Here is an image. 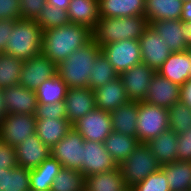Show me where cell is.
<instances>
[{
	"mask_svg": "<svg viewBox=\"0 0 191 191\" xmlns=\"http://www.w3.org/2000/svg\"><path fill=\"white\" fill-rule=\"evenodd\" d=\"M17 166L16 148L0 139V169H12Z\"/></svg>",
	"mask_w": 191,
	"mask_h": 191,
	"instance_id": "cell-42",
	"label": "cell"
},
{
	"mask_svg": "<svg viewBox=\"0 0 191 191\" xmlns=\"http://www.w3.org/2000/svg\"><path fill=\"white\" fill-rule=\"evenodd\" d=\"M180 20L183 22L191 21V1L182 4Z\"/></svg>",
	"mask_w": 191,
	"mask_h": 191,
	"instance_id": "cell-48",
	"label": "cell"
},
{
	"mask_svg": "<svg viewBox=\"0 0 191 191\" xmlns=\"http://www.w3.org/2000/svg\"><path fill=\"white\" fill-rule=\"evenodd\" d=\"M145 15V0H99L100 17H131Z\"/></svg>",
	"mask_w": 191,
	"mask_h": 191,
	"instance_id": "cell-24",
	"label": "cell"
},
{
	"mask_svg": "<svg viewBox=\"0 0 191 191\" xmlns=\"http://www.w3.org/2000/svg\"><path fill=\"white\" fill-rule=\"evenodd\" d=\"M157 73L182 87L191 79V48L183 52H172Z\"/></svg>",
	"mask_w": 191,
	"mask_h": 191,
	"instance_id": "cell-18",
	"label": "cell"
},
{
	"mask_svg": "<svg viewBox=\"0 0 191 191\" xmlns=\"http://www.w3.org/2000/svg\"><path fill=\"white\" fill-rule=\"evenodd\" d=\"M129 187L126 185L118 166L114 170H109L103 173L85 176L84 191H128Z\"/></svg>",
	"mask_w": 191,
	"mask_h": 191,
	"instance_id": "cell-23",
	"label": "cell"
},
{
	"mask_svg": "<svg viewBox=\"0 0 191 191\" xmlns=\"http://www.w3.org/2000/svg\"><path fill=\"white\" fill-rule=\"evenodd\" d=\"M0 19H21L19 0H0Z\"/></svg>",
	"mask_w": 191,
	"mask_h": 191,
	"instance_id": "cell-44",
	"label": "cell"
},
{
	"mask_svg": "<svg viewBox=\"0 0 191 191\" xmlns=\"http://www.w3.org/2000/svg\"><path fill=\"white\" fill-rule=\"evenodd\" d=\"M152 29L166 41L172 52H183L190 47L186 44L183 33L184 23L181 20H157L150 24Z\"/></svg>",
	"mask_w": 191,
	"mask_h": 191,
	"instance_id": "cell-21",
	"label": "cell"
},
{
	"mask_svg": "<svg viewBox=\"0 0 191 191\" xmlns=\"http://www.w3.org/2000/svg\"><path fill=\"white\" fill-rule=\"evenodd\" d=\"M66 116L73 125L84 115L96 108L95 93L89 87L69 88L64 99Z\"/></svg>",
	"mask_w": 191,
	"mask_h": 191,
	"instance_id": "cell-17",
	"label": "cell"
},
{
	"mask_svg": "<svg viewBox=\"0 0 191 191\" xmlns=\"http://www.w3.org/2000/svg\"><path fill=\"white\" fill-rule=\"evenodd\" d=\"M181 0H145V17L149 25L157 20H180Z\"/></svg>",
	"mask_w": 191,
	"mask_h": 191,
	"instance_id": "cell-29",
	"label": "cell"
},
{
	"mask_svg": "<svg viewBox=\"0 0 191 191\" xmlns=\"http://www.w3.org/2000/svg\"><path fill=\"white\" fill-rule=\"evenodd\" d=\"M71 0H47V4L60 9L67 10Z\"/></svg>",
	"mask_w": 191,
	"mask_h": 191,
	"instance_id": "cell-49",
	"label": "cell"
},
{
	"mask_svg": "<svg viewBox=\"0 0 191 191\" xmlns=\"http://www.w3.org/2000/svg\"><path fill=\"white\" fill-rule=\"evenodd\" d=\"M170 191H191V162L176 160L161 166Z\"/></svg>",
	"mask_w": 191,
	"mask_h": 191,
	"instance_id": "cell-31",
	"label": "cell"
},
{
	"mask_svg": "<svg viewBox=\"0 0 191 191\" xmlns=\"http://www.w3.org/2000/svg\"><path fill=\"white\" fill-rule=\"evenodd\" d=\"M8 112L5 107L2 91L0 89V122L7 116Z\"/></svg>",
	"mask_w": 191,
	"mask_h": 191,
	"instance_id": "cell-51",
	"label": "cell"
},
{
	"mask_svg": "<svg viewBox=\"0 0 191 191\" xmlns=\"http://www.w3.org/2000/svg\"><path fill=\"white\" fill-rule=\"evenodd\" d=\"M138 41L141 49L142 63L157 72L172 53L171 49L166 45V41L150 25Z\"/></svg>",
	"mask_w": 191,
	"mask_h": 191,
	"instance_id": "cell-13",
	"label": "cell"
},
{
	"mask_svg": "<svg viewBox=\"0 0 191 191\" xmlns=\"http://www.w3.org/2000/svg\"><path fill=\"white\" fill-rule=\"evenodd\" d=\"M23 62L9 54H0V89L19 85Z\"/></svg>",
	"mask_w": 191,
	"mask_h": 191,
	"instance_id": "cell-34",
	"label": "cell"
},
{
	"mask_svg": "<svg viewBox=\"0 0 191 191\" xmlns=\"http://www.w3.org/2000/svg\"><path fill=\"white\" fill-rule=\"evenodd\" d=\"M30 169L17 166L10 169L9 191L30 190Z\"/></svg>",
	"mask_w": 191,
	"mask_h": 191,
	"instance_id": "cell-39",
	"label": "cell"
},
{
	"mask_svg": "<svg viewBox=\"0 0 191 191\" xmlns=\"http://www.w3.org/2000/svg\"><path fill=\"white\" fill-rule=\"evenodd\" d=\"M7 41L5 54L26 61L41 54L43 30L33 20L18 19Z\"/></svg>",
	"mask_w": 191,
	"mask_h": 191,
	"instance_id": "cell-4",
	"label": "cell"
},
{
	"mask_svg": "<svg viewBox=\"0 0 191 191\" xmlns=\"http://www.w3.org/2000/svg\"><path fill=\"white\" fill-rule=\"evenodd\" d=\"M92 39V30L88 27L69 22L43 31L41 54L58 65Z\"/></svg>",
	"mask_w": 191,
	"mask_h": 191,
	"instance_id": "cell-1",
	"label": "cell"
},
{
	"mask_svg": "<svg viewBox=\"0 0 191 191\" xmlns=\"http://www.w3.org/2000/svg\"><path fill=\"white\" fill-rule=\"evenodd\" d=\"M155 73L156 71L153 68L140 63L119 75L129 101L143 102L145 100L151 79Z\"/></svg>",
	"mask_w": 191,
	"mask_h": 191,
	"instance_id": "cell-12",
	"label": "cell"
},
{
	"mask_svg": "<svg viewBox=\"0 0 191 191\" xmlns=\"http://www.w3.org/2000/svg\"><path fill=\"white\" fill-rule=\"evenodd\" d=\"M139 144L137 137L128 136L116 131H112L104 141L107 152L118 166L128 158Z\"/></svg>",
	"mask_w": 191,
	"mask_h": 191,
	"instance_id": "cell-30",
	"label": "cell"
},
{
	"mask_svg": "<svg viewBox=\"0 0 191 191\" xmlns=\"http://www.w3.org/2000/svg\"><path fill=\"white\" fill-rule=\"evenodd\" d=\"M84 184L85 176L80 171L62 167L50 191H84Z\"/></svg>",
	"mask_w": 191,
	"mask_h": 191,
	"instance_id": "cell-35",
	"label": "cell"
},
{
	"mask_svg": "<svg viewBox=\"0 0 191 191\" xmlns=\"http://www.w3.org/2000/svg\"><path fill=\"white\" fill-rule=\"evenodd\" d=\"M183 3L190 2L191 0H181Z\"/></svg>",
	"mask_w": 191,
	"mask_h": 191,
	"instance_id": "cell-52",
	"label": "cell"
},
{
	"mask_svg": "<svg viewBox=\"0 0 191 191\" xmlns=\"http://www.w3.org/2000/svg\"><path fill=\"white\" fill-rule=\"evenodd\" d=\"M36 131V118L31 114H7L0 122V139L17 147Z\"/></svg>",
	"mask_w": 191,
	"mask_h": 191,
	"instance_id": "cell-9",
	"label": "cell"
},
{
	"mask_svg": "<svg viewBox=\"0 0 191 191\" xmlns=\"http://www.w3.org/2000/svg\"><path fill=\"white\" fill-rule=\"evenodd\" d=\"M15 21L13 19H0V54L6 51V44L12 36Z\"/></svg>",
	"mask_w": 191,
	"mask_h": 191,
	"instance_id": "cell-45",
	"label": "cell"
},
{
	"mask_svg": "<svg viewBox=\"0 0 191 191\" xmlns=\"http://www.w3.org/2000/svg\"><path fill=\"white\" fill-rule=\"evenodd\" d=\"M138 102L129 101L110 113L112 130L137 137Z\"/></svg>",
	"mask_w": 191,
	"mask_h": 191,
	"instance_id": "cell-27",
	"label": "cell"
},
{
	"mask_svg": "<svg viewBox=\"0 0 191 191\" xmlns=\"http://www.w3.org/2000/svg\"><path fill=\"white\" fill-rule=\"evenodd\" d=\"M21 19L35 20L39 12L47 5V0H19Z\"/></svg>",
	"mask_w": 191,
	"mask_h": 191,
	"instance_id": "cell-41",
	"label": "cell"
},
{
	"mask_svg": "<svg viewBox=\"0 0 191 191\" xmlns=\"http://www.w3.org/2000/svg\"><path fill=\"white\" fill-rule=\"evenodd\" d=\"M177 143V160L191 162V128L178 134Z\"/></svg>",
	"mask_w": 191,
	"mask_h": 191,
	"instance_id": "cell-43",
	"label": "cell"
},
{
	"mask_svg": "<svg viewBox=\"0 0 191 191\" xmlns=\"http://www.w3.org/2000/svg\"><path fill=\"white\" fill-rule=\"evenodd\" d=\"M8 114L35 115L38 105L35 91L20 85L1 89Z\"/></svg>",
	"mask_w": 191,
	"mask_h": 191,
	"instance_id": "cell-16",
	"label": "cell"
},
{
	"mask_svg": "<svg viewBox=\"0 0 191 191\" xmlns=\"http://www.w3.org/2000/svg\"><path fill=\"white\" fill-rule=\"evenodd\" d=\"M177 137L178 134L169 129L146 143L161 166L177 160Z\"/></svg>",
	"mask_w": 191,
	"mask_h": 191,
	"instance_id": "cell-25",
	"label": "cell"
},
{
	"mask_svg": "<svg viewBox=\"0 0 191 191\" xmlns=\"http://www.w3.org/2000/svg\"><path fill=\"white\" fill-rule=\"evenodd\" d=\"M96 107L111 113L129 102L120 76L94 90Z\"/></svg>",
	"mask_w": 191,
	"mask_h": 191,
	"instance_id": "cell-20",
	"label": "cell"
},
{
	"mask_svg": "<svg viewBox=\"0 0 191 191\" xmlns=\"http://www.w3.org/2000/svg\"><path fill=\"white\" fill-rule=\"evenodd\" d=\"M126 185L130 188L155 173L161 165L145 143H140L119 165Z\"/></svg>",
	"mask_w": 191,
	"mask_h": 191,
	"instance_id": "cell-6",
	"label": "cell"
},
{
	"mask_svg": "<svg viewBox=\"0 0 191 191\" xmlns=\"http://www.w3.org/2000/svg\"><path fill=\"white\" fill-rule=\"evenodd\" d=\"M70 23L94 30L99 16V0H71L68 6Z\"/></svg>",
	"mask_w": 191,
	"mask_h": 191,
	"instance_id": "cell-22",
	"label": "cell"
},
{
	"mask_svg": "<svg viewBox=\"0 0 191 191\" xmlns=\"http://www.w3.org/2000/svg\"><path fill=\"white\" fill-rule=\"evenodd\" d=\"M61 169V163L51 156L38 167L30 169V190L50 191L52 183Z\"/></svg>",
	"mask_w": 191,
	"mask_h": 191,
	"instance_id": "cell-28",
	"label": "cell"
},
{
	"mask_svg": "<svg viewBox=\"0 0 191 191\" xmlns=\"http://www.w3.org/2000/svg\"><path fill=\"white\" fill-rule=\"evenodd\" d=\"M100 52L101 47L92 39L57 65V74L68 89L89 87L90 70Z\"/></svg>",
	"mask_w": 191,
	"mask_h": 191,
	"instance_id": "cell-3",
	"label": "cell"
},
{
	"mask_svg": "<svg viewBox=\"0 0 191 191\" xmlns=\"http://www.w3.org/2000/svg\"><path fill=\"white\" fill-rule=\"evenodd\" d=\"M10 169H0V191H9Z\"/></svg>",
	"mask_w": 191,
	"mask_h": 191,
	"instance_id": "cell-47",
	"label": "cell"
},
{
	"mask_svg": "<svg viewBox=\"0 0 191 191\" xmlns=\"http://www.w3.org/2000/svg\"><path fill=\"white\" fill-rule=\"evenodd\" d=\"M149 27L144 15L131 17H100L92 31L93 40L101 47L120 40H139Z\"/></svg>",
	"mask_w": 191,
	"mask_h": 191,
	"instance_id": "cell-2",
	"label": "cell"
},
{
	"mask_svg": "<svg viewBox=\"0 0 191 191\" xmlns=\"http://www.w3.org/2000/svg\"><path fill=\"white\" fill-rule=\"evenodd\" d=\"M57 74V65L39 54L23 62L19 85L36 91L47 79Z\"/></svg>",
	"mask_w": 191,
	"mask_h": 191,
	"instance_id": "cell-11",
	"label": "cell"
},
{
	"mask_svg": "<svg viewBox=\"0 0 191 191\" xmlns=\"http://www.w3.org/2000/svg\"><path fill=\"white\" fill-rule=\"evenodd\" d=\"M84 141L82 135L72 127L67 135L51 148V157L57 159L63 168L81 172Z\"/></svg>",
	"mask_w": 191,
	"mask_h": 191,
	"instance_id": "cell-8",
	"label": "cell"
},
{
	"mask_svg": "<svg viewBox=\"0 0 191 191\" xmlns=\"http://www.w3.org/2000/svg\"><path fill=\"white\" fill-rule=\"evenodd\" d=\"M68 87L56 74L43 82L35 91L38 104L64 102Z\"/></svg>",
	"mask_w": 191,
	"mask_h": 191,
	"instance_id": "cell-32",
	"label": "cell"
},
{
	"mask_svg": "<svg viewBox=\"0 0 191 191\" xmlns=\"http://www.w3.org/2000/svg\"><path fill=\"white\" fill-rule=\"evenodd\" d=\"M130 191H170L165 172L160 168L143 181L129 188Z\"/></svg>",
	"mask_w": 191,
	"mask_h": 191,
	"instance_id": "cell-38",
	"label": "cell"
},
{
	"mask_svg": "<svg viewBox=\"0 0 191 191\" xmlns=\"http://www.w3.org/2000/svg\"><path fill=\"white\" fill-rule=\"evenodd\" d=\"M181 87L157 72L151 79L144 102L170 109L180 101Z\"/></svg>",
	"mask_w": 191,
	"mask_h": 191,
	"instance_id": "cell-15",
	"label": "cell"
},
{
	"mask_svg": "<svg viewBox=\"0 0 191 191\" xmlns=\"http://www.w3.org/2000/svg\"><path fill=\"white\" fill-rule=\"evenodd\" d=\"M72 128V124L68 119L45 118L36 120V131L40 140L50 149L55 146L68 131Z\"/></svg>",
	"mask_w": 191,
	"mask_h": 191,
	"instance_id": "cell-26",
	"label": "cell"
},
{
	"mask_svg": "<svg viewBox=\"0 0 191 191\" xmlns=\"http://www.w3.org/2000/svg\"><path fill=\"white\" fill-rule=\"evenodd\" d=\"M36 120L53 118L67 119L64 102L54 104H38L35 113Z\"/></svg>",
	"mask_w": 191,
	"mask_h": 191,
	"instance_id": "cell-40",
	"label": "cell"
},
{
	"mask_svg": "<svg viewBox=\"0 0 191 191\" xmlns=\"http://www.w3.org/2000/svg\"><path fill=\"white\" fill-rule=\"evenodd\" d=\"M43 31L58 28L70 22L68 11L54 6L46 5L34 20Z\"/></svg>",
	"mask_w": 191,
	"mask_h": 191,
	"instance_id": "cell-36",
	"label": "cell"
},
{
	"mask_svg": "<svg viewBox=\"0 0 191 191\" xmlns=\"http://www.w3.org/2000/svg\"><path fill=\"white\" fill-rule=\"evenodd\" d=\"M184 23V33L183 37L186 44L191 48V21L190 22H183Z\"/></svg>",
	"mask_w": 191,
	"mask_h": 191,
	"instance_id": "cell-50",
	"label": "cell"
},
{
	"mask_svg": "<svg viewBox=\"0 0 191 191\" xmlns=\"http://www.w3.org/2000/svg\"><path fill=\"white\" fill-rule=\"evenodd\" d=\"M82 160L81 173L84 176L103 173L118 167V164L107 152L104 143L100 142L84 141Z\"/></svg>",
	"mask_w": 191,
	"mask_h": 191,
	"instance_id": "cell-14",
	"label": "cell"
},
{
	"mask_svg": "<svg viewBox=\"0 0 191 191\" xmlns=\"http://www.w3.org/2000/svg\"><path fill=\"white\" fill-rule=\"evenodd\" d=\"M101 52L120 75L122 72L142 63L138 40H120L101 46Z\"/></svg>",
	"mask_w": 191,
	"mask_h": 191,
	"instance_id": "cell-7",
	"label": "cell"
},
{
	"mask_svg": "<svg viewBox=\"0 0 191 191\" xmlns=\"http://www.w3.org/2000/svg\"><path fill=\"white\" fill-rule=\"evenodd\" d=\"M180 100L191 108V79L181 87Z\"/></svg>",
	"mask_w": 191,
	"mask_h": 191,
	"instance_id": "cell-46",
	"label": "cell"
},
{
	"mask_svg": "<svg viewBox=\"0 0 191 191\" xmlns=\"http://www.w3.org/2000/svg\"><path fill=\"white\" fill-rule=\"evenodd\" d=\"M169 110V128L176 134L191 128V108L181 100L176 102Z\"/></svg>",
	"mask_w": 191,
	"mask_h": 191,
	"instance_id": "cell-37",
	"label": "cell"
},
{
	"mask_svg": "<svg viewBox=\"0 0 191 191\" xmlns=\"http://www.w3.org/2000/svg\"><path fill=\"white\" fill-rule=\"evenodd\" d=\"M89 77V88L95 90L104 84L119 77V74L109 63L108 58L102 52L96 57L95 63L92 65Z\"/></svg>",
	"mask_w": 191,
	"mask_h": 191,
	"instance_id": "cell-33",
	"label": "cell"
},
{
	"mask_svg": "<svg viewBox=\"0 0 191 191\" xmlns=\"http://www.w3.org/2000/svg\"><path fill=\"white\" fill-rule=\"evenodd\" d=\"M72 127L82 135L85 141L100 143H104L113 131L110 113L97 107L80 118Z\"/></svg>",
	"mask_w": 191,
	"mask_h": 191,
	"instance_id": "cell-10",
	"label": "cell"
},
{
	"mask_svg": "<svg viewBox=\"0 0 191 191\" xmlns=\"http://www.w3.org/2000/svg\"><path fill=\"white\" fill-rule=\"evenodd\" d=\"M15 148L18 166L27 169L38 167L51 156V149L40 140L36 133Z\"/></svg>",
	"mask_w": 191,
	"mask_h": 191,
	"instance_id": "cell-19",
	"label": "cell"
},
{
	"mask_svg": "<svg viewBox=\"0 0 191 191\" xmlns=\"http://www.w3.org/2000/svg\"><path fill=\"white\" fill-rule=\"evenodd\" d=\"M137 139L139 143H147L162 132L169 130V110L167 108L138 102Z\"/></svg>",
	"mask_w": 191,
	"mask_h": 191,
	"instance_id": "cell-5",
	"label": "cell"
}]
</instances>
